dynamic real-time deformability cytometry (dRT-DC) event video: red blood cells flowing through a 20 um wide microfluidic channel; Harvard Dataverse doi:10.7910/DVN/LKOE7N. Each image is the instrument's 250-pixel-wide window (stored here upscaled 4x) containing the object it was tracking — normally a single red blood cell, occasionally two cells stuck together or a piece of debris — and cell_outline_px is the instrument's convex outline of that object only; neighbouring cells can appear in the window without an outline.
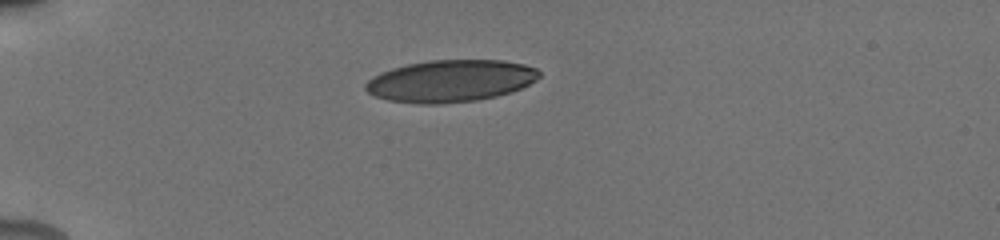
{"species": "human", "species_latin": "Homo sapiens", "temperature_condition": "cold", "stored_images_in_passage": 14, "camera_frame_rate_fps": 3000, "um_per_image_px": 0.085, "donor": {"sex": "male"}, "frame": {"image": 1, "passage_image": 1, "time_ms": 0.0, "image_size_px": [1000, 240], "cell_outline_px": [[540, 76], [536, 80], [512, 92], [496, 96], [476, 100], [440, 104], [420, 104], [388, 100], [376, 96], [368, 92], [364, 88], [364, 84], [368, 80], [380, 72], [392, 68], [408, 64], [428, 60], [500, 60], [524, 64], [536, 68], [540, 72]], "centroid_in_image_um": [38.28, 6.88], "position_along_channel_um": 46.7, "area_um2": 42.54}}